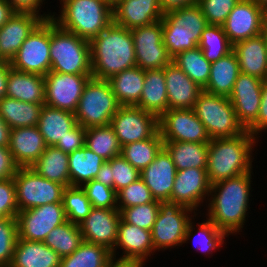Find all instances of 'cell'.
<instances>
[{
	"label": "cell",
	"mask_w": 267,
	"mask_h": 267,
	"mask_svg": "<svg viewBox=\"0 0 267 267\" xmlns=\"http://www.w3.org/2000/svg\"><path fill=\"white\" fill-rule=\"evenodd\" d=\"M251 174L253 170L211 185L208 201L204 205L207 207L206 218L228 235L242 232L248 219L253 182Z\"/></svg>",
	"instance_id": "1"
},
{
	"label": "cell",
	"mask_w": 267,
	"mask_h": 267,
	"mask_svg": "<svg viewBox=\"0 0 267 267\" xmlns=\"http://www.w3.org/2000/svg\"><path fill=\"white\" fill-rule=\"evenodd\" d=\"M92 77L108 80L125 69L136 66L131 30L113 22L90 41Z\"/></svg>",
	"instance_id": "2"
},
{
	"label": "cell",
	"mask_w": 267,
	"mask_h": 267,
	"mask_svg": "<svg viewBox=\"0 0 267 267\" xmlns=\"http://www.w3.org/2000/svg\"><path fill=\"white\" fill-rule=\"evenodd\" d=\"M257 139L247 130L237 137L211 139L206 167L211 185L252 171Z\"/></svg>",
	"instance_id": "3"
},
{
	"label": "cell",
	"mask_w": 267,
	"mask_h": 267,
	"mask_svg": "<svg viewBox=\"0 0 267 267\" xmlns=\"http://www.w3.org/2000/svg\"><path fill=\"white\" fill-rule=\"evenodd\" d=\"M52 19L63 29L90 41L113 22L112 6L103 0H62ZM57 15V16H56Z\"/></svg>",
	"instance_id": "4"
},
{
	"label": "cell",
	"mask_w": 267,
	"mask_h": 267,
	"mask_svg": "<svg viewBox=\"0 0 267 267\" xmlns=\"http://www.w3.org/2000/svg\"><path fill=\"white\" fill-rule=\"evenodd\" d=\"M50 71L92 75L90 43L50 18Z\"/></svg>",
	"instance_id": "5"
},
{
	"label": "cell",
	"mask_w": 267,
	"mask_h": 267,
	"mask_svg": "<svg viewBox=\"0 0 267 267\" xmlns=\"http://www.w3.org/2000/svg\"><path fill=\"white\" fill-rule=\"evenodd\" d=\"M161 22L163 43L172 58L180 52L198 47L201 34L208 26L198 4L170 11L164 14Z\"/></svg>",
	"instance_id": "6"
},
{
	"label": "cell",
	"mask_w": 267,
	"mask_h": 267,
	"mask_svg": "<svg viewBox=\"0 0 267 267\" xmlns=\"http://www.w3.org/2000/svg\"><path fill=\"white\" fill-rule=\"evenodd\" d=\"M120 107L109 82L91 77L84 86L74 115L83 128L108 126Z\"/></svg>",
	"instance_id": "7"
},
{
	"label": "cell",
	"mask_w": 267,
	"mask_h": 267,
	"mask_svg": "<svg viewBox=\"0 0 267 267\" xmlns=\"http://www.w3.org/2000/svg\"><path fill=\"white\" fill-rule=\"evenodd\" d=\"M192 109L211 139L237 137L246 131L239 123L229 97L202 91Z\"/></svg>",
	"instance_id": "8"
},
{
	"label": "cell",
	"mask_w": 267,
	"mask_h": 267,
	"mask_svg": "<svg viewBox=\"0 0 267 267\" xmlns=\"http://www.w3.org/2000/svg\"><path fill=\"white\" fill-rule=\"evenodd\" d=\"M193 213V214H192ZM197 212L173 202H160L151 235L155 251L177 249L183 245L189 222Z\"/></svg>",
	"instance_id": "9"
},
{
	"label": "cell",
	"mask_w": 267,
	"mask_h": 267,
	"mask_svg": "<svg viewBox=\"0 0 267 267\" xmlns=\"http://www.w3.org/2000/svg\"><path fill=\"white\" fill-rule=\"evenodd\" d=\"M13 180L19 211L62 202L65 186L42 177L31 167L18 168Z\"/></svg>",
	"instance_id": "10"
},
{
	"label": "cell",
	"mask_w": 267,
	"mask_h": 267,
	"mask_svg": "<svg viewBox=\"0 0 267 267\" xmlns=\"http://www.w3.org/2000/svg\"><path fill=\"white\" fill-rule=\"evenodd\" d=\"M9 63L20 72L43 76L50 72V19L43 20L32 31Z\"/></svg>",
	"instance_id": "11"
},
{
	"label": "cell",
	"mask_w": 267,
	"mask_h": 267,
	"mask_svg": "<svg viewBox=\"0 0 267 267\" xmlns=\"http://www.w3.org/2000/svg\"><path fill=\"white\" fill-rule=\"evenodd\" d=\"M133 37L136 66L143 70L164 69L172 62L162 39L161 21L131 29Z\"/></svg>",
	"instance_id": "12"
},
{
	"label": "cell",
	"mask_w": 267,
	"mask_h": 267,
	"mask_svg": "<svg viewBox=\"0 0 267 267\" xmlns=\"http://www.w3.org/2000/svg\"><path fill=\"white\" fill-rule=\"evenodd\" d=\"M164 142L209 143L211 138L193 109H170L158 118Z\"/></svg>",
	"instance_id": "13"
},
{
	"label": "cell",
	"mask_w": 267,
	"mask_h": 267,
	"mask_svg": "<svg viewBox=\"0 0 267 267\" xmlns=\"http://www.w3.org/2000/svg\"><path fill=\"white\" fill-rule=\"evenodd\" d=\"M110 126L121 146L151 138L158 130V117L136 106H121Z\"/></svg>",
	"instance_id": "14"
},
{
	"label": "cell",
	"mask_w": 267,
	"mask_h": 267,
	"mask_svg": "<svg viewBox=\"0 0 267 267\" xmlns=\"http://www.w3.org/2000/svg\"><path fill=\"white\" fill-rule=\"evenodd\" d=\"M18 239L43 242L48 233L67 221L63 202L19 211Z\"/></svg>",
	"instance_id": "15"
},
{
	"label": "cell",
	"mask_w": 267,
	"mask_h": 267,
	"mask_svg": "<svg viewBox=\"0 0 267 267\" xmlns=\"http://www.w3.org/2000/svg\"><path fill=\"white\" fill-rule=\"evenodd\" d=\"M91 77L50 71L44 76L45 105L74 113L84 86Z\"/></svg>",
	"instance_id": "16"
},
{
	"label": "cell",
	"mask_w": 267,
	"mask_h": 267,
	"mask_svg": "<svg viewBox=\"0 0 267 267\" xmlns=\"http://www.w3.org/2000/svg\"><path fill=\"white\" fill-rule=\"evenodd\" d=\"M229 41L234 45L265 32L267 14L254 0H240L222 25Z\"/></svg>",
	"instance_id": "17"
},
{
	"label": "cell",
	"mask_w": 267,
	"mask_h": 267,
	"mask_svg": "<svg viewBox=\"0 0 267 267\" xmlns=\"http://www.w3.org/2000/svg\"><path fill=\"white\" fill-rule=\"evenodd\" d=\"M210 190L211 183L206 168L177 170L170 202L181 204L196 212L208 201Z\"/></svg>",
	"instance_id": "18"
},
{
	"label": "cell",
	"mask_w": 267,
	"mask_h": 267,
	"mask_svg": "<svg viewBox=\"0 0 267 267\" xmlns=\"http://www.w3.org/2000/svg\"><path fill=\"white\" fill-rule=\"evenodd\" d=\"M263 80L240 72L229 96L239 123L247 130L257 119Z\"/></svg>",
	"instance_id": "19"
},
{
	"label": "cell",
	"mask_w": 267,
	"mask_h": 267,
	"mask_svg": "<svg viewBox=\"0 0 267 267\" xmlns=\"http://www.w3.org/2000/svg\"><path fill=\"white\" fill-rule=\"evenodd\" d=\"M120 220L121 214L117 208L93 207L79 224L83 241L105 246L112 251L117 242Z\"/></svg>",
	"instance_id": "20"
},
{
	"label": "cell",
	"mask_w": 267,
	"mask_h": 267,
	"mask_svg": "<svg viewBox=\"0 0 267 267\" xmlns=\"http://www.w3.org/2000/svg\"><path fill=\"white\" fill-rule=\"evenodd\" d=\"M117 249L123 251L121 255ZM155 252L151 231L129 224L121 218L117 242L111 251L113 258L135 260L146 264L145 262L149 261L148 257L154 255Z\"/></svg>",
	"instance_id": "21"
},
{
	"label": "cell",
	"mask_w": 267,
	"mask_h": 267,
	"mask_svg": "<svg viewBox=\"0 0 267 267\" xmlns=\"http://www.w3.org/2000/svg\"><path fill=\"white\" fill-rule=\"evenodd\" d=\"M43 20L34 13L15 12L0 28V58L10 62L25 39Z\"/></svg>",
	"instance_id": "22"
},
{
	"label": "cell",
	"mask_w": 267,
	"mask_h": 267,
	"mask_svg": "<svg viewBox=\"0 0 267 267\" xmlns=\"http://www.w3.org/2000/svg\"><path fill=\"white\" fill-rule=\"evenodd\" d=\"M176 173L177 169L170 155L162 148L156 158L140 172V178L155 200L170 202Z\"/></svg>",
	"instance_id": "23"
},
{
	"label": "cell",
	"mask_w": 267,
	"mask_h": 267,
	"mask_svg": "<svg viewBox=\"0 0 267 267\" xmlns=\"http://www.w3.org/2000/svg\"><path fill=\"white\" fill-rule=\"evenodd\" d=\"M113 23L129 30L161 21L159 0H121L112 7Z\"/></svg>",
	"instance_id": "24"
},
{
	"label": "cell",
	"mask_w": 267,
	"mask_h": 267,
	"mask_svg": "<svg viewBox=\"0 0 267 267\" xmlns=\"http://www.w3.org/2000/svg\"><path fill=\"white\" fill-rule=\"evenodd\" d=\"M9 150L19 168L31 167L47 148L37 126L11 129Z\"/></svg>",
	"instance_id": "25"
},
{
	"label": "cell",
	"mask_w": 267,
	"mask_h": 267,
	"mask_svg": "<svg viewBox=\"0 0 267 267\" xmlns=\"http://www.w3.org/2000/svg\"><path fill=\"white\" fill-rule=\"evenodd\" d=\"M168 110L192 109L203 91L173 62L164 67Z\"/></svg>",
	"instance_id": "26"
},
{
	"label": "cell",
	"mask_w": 267,
	"mask_h": 267,
	"mask_svg": "<svg viewBox=\"0 0 267 267\" xmlns=\"http://www.w3.org/2000/svg\"><path fill=\"white\" fill-rule=\"evenodd\" d=\"M240 67V72L267 80V46L265 32L241 40L233 45Z\"/></svg>",
	"instance_id": "27"
},
{
	"label": "cell",
	"mask_w": 267,
	"mask_h": 267,
	"mask_svg": "<svg viewBox=\"0 0 267 267\" xmlns=\"http://www.w3.org/2000/svg\"><path fill=\"white\" fill-rule=\"evenodd\" d=\"M6 96L23 102L45 104L44 76L20 72L10 67Z\"/></svg>",
	"instance_id": "28"
},
{
	"label": "cell",
	"mask_w": 267,
	"mask_h": 267,
	"mask_svg": "<svg viewBox=\"0 0 267 267\" xmlns=\"http://www.w3.org/2000/svg\"><path fill=\"white\" fill-rule=\"evenodd\" d=\"M61 257L44 242L17 239L9 267H60Z\"/></svg>",
	"instance_id": "29"
},
{
	"label": "cell",
	"mask_w": 267,
	"mask_h": 267,
	"mask_svg": "<svg viewBox=\"0 0 267 267\" xmlns=\"http://www.w3.org/2000/svg\"><path fill=\"white\" fill-rule=\"evenodd\" d=\"M240 67L234 51L211 63L208 83L203 91L229 97L233 91Z\"/></svg>",
	"instance_id": "30"
},
{
	"label": "cell",
	"mask_w": 267,
	"mask_h": 267,
	"mask_svg": "<svg viewBox=\"0 0 267 267\" xmlns=\"http://www.w3.org/2000/svg\"><path fill=\"white\" fill-rule=\"evenodd\" d=\"M136 107L158 118L168 110L167 87L163 69L145 70L144 86Z\"/></svg>",
	"instance_id": "31"
},
{
	"label": "cell",
	"mask_w": 267,
	"mask_h": 267,
	"mask_svg": "<svg viewBox=\"0 0 267 267\" xmlns=\"http://www.w3.org/2000/svg\"><path fill=\"white\" fill-rule=\"evenodd\" d=\"M77 124L74 113L43 105L37 124L47 146H54Z\"/></svg>",
	"instance_id": "32"
},
{
	"label": "cell",
	"mask_w": 267,
	"mask_h": 267,
	"mask_svg": "<svg viewBox=\"0 0 267 267\" xmlns=\"http://www.w3.org/2000/svg\"><path fill=\"white\" fill-rule=\"evenodd\" d=\"M145 70L134 66L110 77L111 89L121 106H136L144 86Z\"/></svg>",
	"instance_id": "33"
},
{
	"label": "cell",
	"mask_w": 267,
	"mask_h": 267,
	"mask_svg": "<svg viewBox=\"0 0 267 267\" xmlns=\"http://www.w3.org/2000/svg\"><path fill=\"white\" fill-rule=\"evenodd\" d=\"M206 219L207 220L205 221L202 220L203 222L201 223H197V226L195 225L196 223L192 222L195 221V218L189 222L183 244L189 243L188 240H192V244L196 248V251H200L204 255L208 254L209 256L210 254H213V251L215 253L216 250L222 248L224 241H226V237L229 235L225 231H221L208 218Z\"/></svg>",
	"instance_id": "34"
},
{
	"label": "cell",
	"mask_w": 267,
	"mask_h": 267,
	"mask_svg": "<svg viewBox=\"0 0 267 267\" xmlns=\"http://www.w3.org/2000/svg\"><path fill=\"white\" fill-rule=\"evenodd\" d=\"M43 105L5 96L0 100V116L11 129L37 126Z\"/></svg>",
	"instance_id": "35"
},
{
	"label": "cell",
	"mask_w": 267,
	"mask_h": 267,
	"mask_svg": "<svg viewBox=\"0 0 267 267\" xmlns=\"http://www.w3.org/2000/svg\"><path fill=\"white\" fill-rule=\"evenodd\" d=\"M163 148L170 155L177 170L207 167L208 143L171 141L164 142Z\"/></svg>",
	"instance_id": "36"
},
{
	"label": "cell",
	"mask_w": 267,
	"mask_h": 267,
	"mask_svg": "<svg viewBox=\"0 0 267 267\" xmlns=\"http://www.w3.org/2000/svg\"><path fill=\"white\" fill-rule=\"evenodd\" d=\"M70 186H82L95 179L106 160L86 146L68 154Z\"/></svg>",
	"instance_id": "37"
},
{
	"label": "cell",
	"mask_w": 267,
	"mask_h": 267,
	"mask_svg": "<svg viewBox=\"0 0 267 267\" xmlns=\"http://www.w3.org/2000/svg\"><path fill=\"white\" fill-rule=\"evenodd\" d=\"M69 155L55 146H47L39 159L31 166L42 177L70 186Z\"/></svg>",
	"instance_id": "38"
},
{
	"label": "cell",
	"mask_w": 267,
	"mask_h": 267,
	"mask_svg": "<svg viewBox=\"0 0 267 267\" xmlns=\"http://www.w3.org/2000/svg\"><path fill=\"white\" fill-rule=\"evenodd\" d=\"M112 259L107 247L83 241L72 254L61 258L60 267H106Z\"/></svg>",
	"instance_id": "39"
},
{
	"label": "cell",
	"mask_w": 267,
	"mask_h": 267,
	"mask_svg": "<svg viewBox=\"0 0 267 267\" xmlns=\"http://www.w3.org/2000/svg\"><path fill=\"white\" fill-rule=\"evenodd\" d=\"M163 143L158 130L151 138L122 146L121 155L141 172L156 158L163 148Z\"/></svg>",
	"instance_id": "40"
},
{
	"label": "cell",
	"mask_w": 267,
	"mask_h": 267,
	"mask_svg": "<svg viewBox=\"0 0 267 267\" xmlns=\"http://www.w3.org/2000/svg\"><path fill=\"white\" fill-rule=\"evenodd\" d=\"M177 65L192 81L204 89L210 76L211 63L205 59L203 51L196 47L185 50L172 58Z\"/></svg>",
	"instance_id": "41"
},
{
	"label": "cell",
	"mask_w": 267,
	"mask_h": 267,
	"mask_svg": "<svg viewBox=\"0 0 267 267\" xmlns=\"http://www.w3.org/2000/svg\"><path fill=\"white\" fill-rule=\"evenodd\" d=\"M43 242L61 258L69 256L83 242L80 226L67 220L51 230Z\"/></svg>",
	"instance_id": "42"
},
{
	"label": "cell",
	"mask_w": 267,
	"mask_h": 267,
	"mask_svg": "<svg viewBox=\"0 0 267 267\" xmlns=\"http://www.w3.org/2000/svg\"><path fill=\"white\" fill-rule=\"evenodd\" d=\"M85 146L106 161L120 155L122 148L110 125L86 128Z\"/></svg>",
	"instance_id": "43"
},
{
	"label": "cell",
	"mask_w": 267,
	"mask_h": 267,
	"mask_svg": "<svg viewBox=\"0 0 267 267\" xmlns=\"http://www.w3.org/2000/svg\"><path fill=\"white\" fill-rule=\"evenodd\" d=\"M198 47L210 63L216 62L233 51V44L229 41L223 27L219 25L208 24L201 34Z\"/></svg>",
	"instance_id": "44"
},
{
	"label": "cell",
	"mask_w": 267,
	"mask_h": 267,
	"mask_svg": "<svg viewBox=\"0 0 267 267\" xmlns=\"http://www.w3.org/2000/svg\"><path fill=\"white\" fill-rule=\"evenodd\" d=\"M62 202L67 220L77 225L90 214L93 208L81 186L65 187Z\"/></svg>",
	"instance_id": "45"
},
{
	"label": "cell",
	"mask_w": 267,
	"mask_h": 267,
	"mask_svg": "<svg viewBox=\"0 0 267 267\" xmlns=\"http://www.w3.org/2000/svg\"><path fill=\"white\" fill-rule=\"evenodd\" d=\"M159 206L160 201L154 200L150 203L123 208L120 211L121 218L129 224L152 231Z\"/></svg>",
	"instance_id": "46"
},
{
	"label": "cell",
	"mask_w": 267,
	"mask_h": 267,
	"mask_svg": "<svg viewBox=\"0 0 267 267\" xmlns=\"http://www.w3.org/2000/svg\"><path fill=\"white\" fill-rule=\"evenodd\" d=\"M154 200L150 189L139 178L117 192V209L121 211L123 208L150 203Z\"/></svg>",
	"instance_id": "47"
},
{
	"label": "cell",
	"mask_w": 267,
	"mask_h": 267,
	"mask_svg": "<svg viewBox=\"0 0 267 267\" xmlns=\"http://www.w3.org/2000/svg\"><path fill=\"white\" fill-rule=\"evenodd\" d=\"M18 239L17 218H0V266L9 267Z\"/></svg>",
	"instance_id": "48"
},
{
	"label": "cell",
	"mask_w": 267,
	"mask_h": 267,
	"mask_svg": "<svg viewBox=\"0 0 267 267\" xmlns=\"http://www.w3.org/2000/svg\"><path fill=\"white\" fill-rule=\"evenodd\" d=\"M108 162L110 163V179H113V189L116 192L140 178V171L121 154L111 158Z\"/></svg>",
	"instance_id": "49"
},
{
	"label": "cell",
	"mask_w": 267,
	"mask_h": 267,
	"mask_svg": "<svg viewBox=\"0 0 267 267\" xmlns=\"http://www.w3.org/2000/svg\"><path fill=\"white\" fill-rule=\"evenodd\" d=\"M81 187L85 191L92 207L105 209L117 208V192L113 188L95 179L86 182Z\"/></svg>",
	"instance_id": "50"
},
{
	"label": "cell",
	"mask_w": 267,
	"mask_h": 267,
	"mask_svg": "<svg viewBox=\"0 0 267 267\" xmlns=\"http://www.w3.org/2000/svg\"><path fill=\"white\" fill-rule=\"evenodd\" d=\"M240 0H198L209 25L222 26Z\"/></svg>",
	"instance_id": "51"
},
{
	"label": "cell",
	"mask_w": 267,
	"mask_h": 267,
	"mask_svg": "<svg viewBox=\"0 0 267 267\" xmlns=\"http://www.w3.org/2000/svg\"><path fill=\"white\" fill-rule=\"evenodd\" d=\"M18 212L13 178L0 180V217L17 218Z\"/></svg>",
	"instance_id": "52"
},
{
	"label": "cell",
	"mask_w": 267,
	"mask_h": 267,
	"mask_svg": "<svg viewBox=\"0 0 267 267\" xmlns=\"http://www.w3.org/2000/svg\"><path fill=\"white\" fill-rule=\"evenodd\" d=\"M86 128L78 123L67 133V135L59 140L54 146L63 152L70 154L77 149L85 146Z\"/></svg>",
	"instance_id": "53"
},
{
	"label": "cell",
	"mask_w": 267,
	"mask_h": 267,
	"mask_svg": "<svg viewBox=\"0 0 267 267\" xmlns=\"http://www.w3.org/2000/svg\"><path fill=\"white\" fill-rule=\"evenodd\" d=\"M247 131L259 138L262 132L267 131V80H263L261 104L256 121L247 129ZM260 133V134H259Z\"/></svg>",
	"instance_id": "54"
},
{
	"label": "cell",
	"mask_w": 267,
	"mask_h": 267,
	"mask_svg": "<svg viewBox=\"0 0 267 267\" xmlns=\"http://www.w3.org/2000/svg\"><path fill=\"white\" fill-rule=\"evenodd\" d=\"M16 12H29L41 16L44 20L52 18L53 14L43 13L41 7L46 0H6ZM41 10V11H40Z\"/></svg>",
	"instance_id": "55"
},
{
	"label": "cell",
	"mask_w": 267,
	"mask_h": 267,
	"mask_svg": "<svg viewBox=\"0 0 267 267\" xmlns=\"http://www.w3.org/2000/svg\"><path fill=\"white\" fill-rule=\"evenodd\" d=\"M18 168L9 147H0V180L13 178Z\"/></svg>",
	"instance_id": "56"
},
{
	"label": "cell",
	"mask_w": 267,
	"mask_h": 267,
	"mask_svg": "<svg viewBox=\"0 0 267 267\" xmlns=\"http://www.w3.org/2000/svg\"><path fill=\"white\" fill-rule=\"evenodd\" d=\"M159 2L164 14L183 7L198 4V0H159Z\"/></svg>",
	"instance_id": "57"
},
{
	"label": "cell",
	"mask_w": 267,
	"mask_h": 267,
	"mask_svg": "<svg viewBox=\"0 0 267 267\" xmlns=\"http://www.w3.org/2000/svg\"><path fill=\"white\" fill-rule=\"evenodd\" d=\"M10 68L8 61H0V100L6 96L7 75Z\"/></svg>",
	"instance_id": "58"
},
{
	"label": "cell",
	"mask_w": 267,
	"mask_h": 267,
	"mask_svg": "<svg viewBox=\"0 0 267 267\" xmlns=\"http://www.w3.org/2000/svg\"><path fill=\"white\" fill-rule=\"evenodd\" d=\"M95 180L113 188V179H110V163L106 161L98 171Z\"/></svg>",
	"instance_id": "59"
},
{
	"label": "cell",
	"mask_w": 267,
	"mask_h": 267,
	"mask_svg": "<svg viewBox=\"0 0 267 267\" xmlns=\"http://www.w3.org/2000/svg\"><path fill=\"white\" fill-rule=\"evenodd\" d=\"M16 11L6 0H0V28L14 15Z\"/></svg>",
	"instance_id": "60"
},
{
	"label": "cell",
	"mask_w": 267,
	"mask_h": 267,
	"mask_svg": "<svg viewBox=\"0 0 267 267\" xmlns=\"http://www.w3.org/2000/svg\"><path fill=\"white\" fill-rule=\"evenodd\" d=\"M11 128L0 116V147H8Z\"/></svg>",
	"instance_id": "61"
},
{
	"label": "cell",
	"mask_w": 267,
	"mask_h": 267,
	"mask_svg": "<svg viewBox=\"0 0 267 267\" xmlns=\"http://www.w3.org/2000/svg\"><path fill=\"white\" fill-rule=\"evenodd\" d=\"M145 264L135 260H120L113 258L106 267H143Z\"/></svg>",
	"instance_id": "62"
},
{
	"label": "cell",
	"mask_w": 267,
	"mask_h": 267,
	"mask_svg": "<svg viewBox=\"0 0 267 267\" xmlns=\"http://www.w3.org/2000/svg\"><path fill=\"white\" fill-rule=\"evenodd\" d=\"M259 4L263 11L267 14V0H254Z\"/></svg>",
	"instance_id": "63"
},
{
	"label": "cell",
	"mask_w": 267,
	"mask_h": 267,
	"mask_svg": "<svg viewBox=\"0 0 267 267\" xmlns=\"http://www.w3.org/2000/svg\"><path fill=\"white\" fill-rule=\"evenodd\" d=\"M121 0H110V5L113 7L115 4H117Z\"/></svg>",
	"instance_id": "64"
},
{
	"label": "cell",
	"mask_w": 267,
	"mask_h": 267,
	"mask_svg": "<svg viewBox=\"0 0 267 267\" xmlns=\"http://www.w3.org/2000/svg\"><path fill=\"white\" fill-rule=\"evenodd\" d=\"M266 46H267V28H266Z\"/></svg>",
	"instance_id": "65"
}]
</instances>
